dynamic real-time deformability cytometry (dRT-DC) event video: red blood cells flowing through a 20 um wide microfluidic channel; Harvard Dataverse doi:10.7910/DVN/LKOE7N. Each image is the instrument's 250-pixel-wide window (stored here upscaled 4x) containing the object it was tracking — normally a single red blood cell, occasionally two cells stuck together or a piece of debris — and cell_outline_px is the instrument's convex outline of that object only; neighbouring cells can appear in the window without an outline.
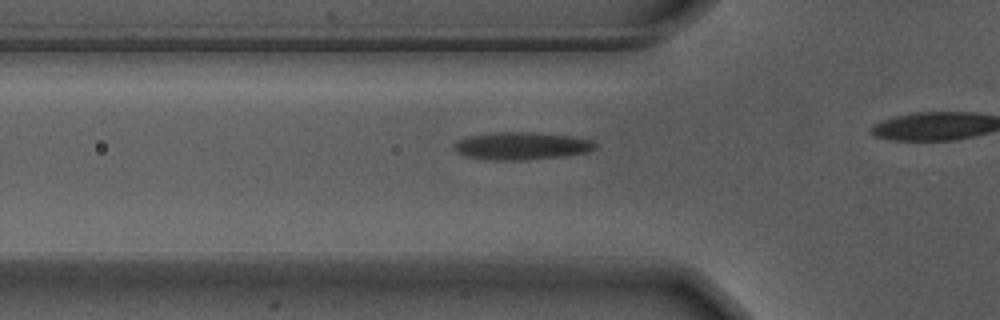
{"species": "Egyptian fruit bat (a non-hibernating species)", "species_latin": "Rousettus aegyptiacus", "temperature_condition": "warm", "stored_images_in_passage": 7, "camera_frame_rate_fps": 3000, "um_per_image_px": 0.085, "animal": {"sex": "male"}, "frame": {"image": 1, "passage_image": 2, "time_ms": 0.333, "image_size_px": [1000, 320], "cell_outline_px": [[596, 148], [588, 152], [560, 156], [524, 160], [492, 160], [464, 156], [456, 152], [452, 148], [452, 144], [456, 140], [468, 136], [496, 132], [532, 132], [572, 136], [592, 140], [596, 144]], "centroid_in_image_um": [44.27, 12.4], "position_along_channel_um": 81.5, "area_um2": 22.83}}
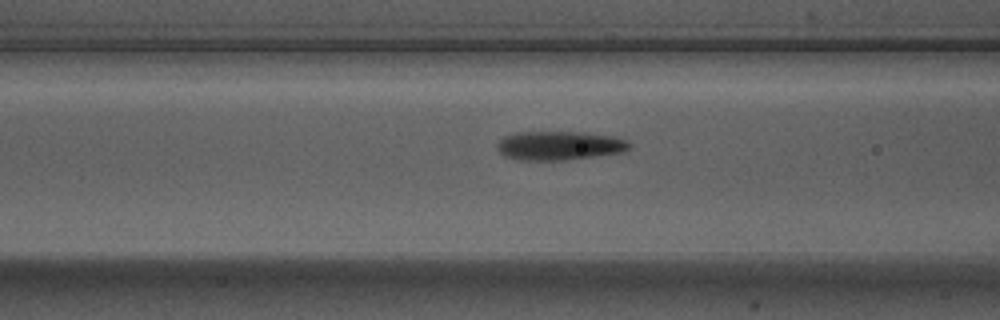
{"frame": {"image": 2, "passage_image": 5, "time_ms": 1.333, "image_size_px": [1000, 320], "cell_outline_px": [[632, 144], [624, 152], [564, 160], [520, 160], [504, 156], [496, 148], [496, 144], [504, 136], [516, 132], [584, 132], [612, 136], [628, 140]], "centroid_in_image_um": [47.54, 12.37], "position_along_channel_um": 119.1, "area_um2": 22.37}}